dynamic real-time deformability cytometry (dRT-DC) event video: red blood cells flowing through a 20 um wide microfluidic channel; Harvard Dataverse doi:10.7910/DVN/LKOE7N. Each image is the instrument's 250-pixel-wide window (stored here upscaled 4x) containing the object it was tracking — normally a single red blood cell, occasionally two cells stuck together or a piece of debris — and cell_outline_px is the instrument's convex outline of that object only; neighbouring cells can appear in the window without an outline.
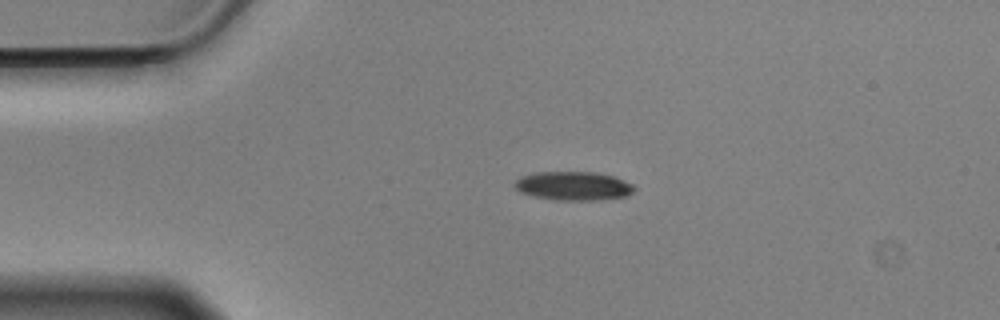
{"species": "Egyptian fruit bat (a non-hibernating species)", "species_latin": "Rousettus aegyptiacus", "temperature_condition": "cold", "stored_images_in_passage": 46, "camera_frame_rate_fps": 3000, "um_per_image_px": 0.085, "animal": {"sex": "male"}, "frame": {"image": 1, "passage_image": 1, "time_ms": 0.0, "image_size_px": [1000, 320], "cell_outline_px": [[636, 188], [628, 196], [604, 200], [552, 200], [532, 196], [520, 192], [512, 184], [520, 176], [532, 172], [596, 172], [616, 176], [632, 184]], "centroid_in_image_um": [48.74, 15.8], "position_along_channel_um": 36.3, "area_um2": 20.52}}
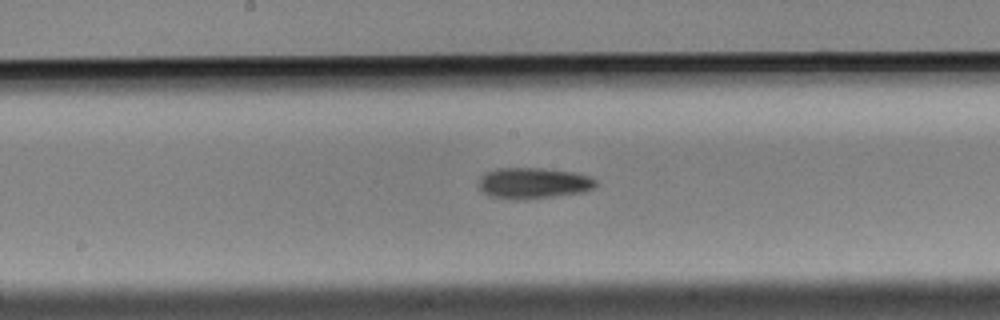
{"frame": {"image": 2, "passage_image": 18, "time_ms": 5.667, "image_size_px": [1000, 320], "cell_outline_px": [[596, 184], [592, 188], [584, 192], [524, 200], [516, 200], [492, 196], [476, 188], [476, 184], [480, 176], [484, 172], [496, 168], [544, 168], [572, 172], [588, 176], [596, 180]], "centroid_in_image_um": [45.25, 15.56], "position_along_channel_um": 202.9, "area_um2": 21.39}}
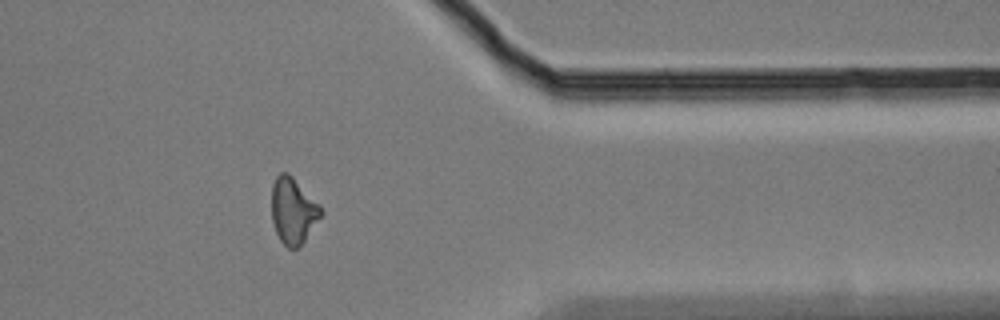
{"frame": {"image": 3, "passage_image": 35, "time_ms": 11.333, "image_size_px": [1000, 320], "cell_outline_px": [[324, 212], [304, 240], [296, 248], [288, 248], [280, 240], [276, 232], [272, 220], [272, 184], [276, 176], [280, 172], [288, 172], [320, 204]], "centroid_in_image_um": [24.91, 17.88], "position_along_channel_um": 386.5, "area_um2": 18.9}, "authors_computed_cell_mechanics": {"area_um2": 19.5075, "velocity_mm_per_s": 3.5213, "shape_relaxation_time_tau1_ms": 3.1033, "shape_relaxation_time_tau2_ms": null, "deformation_change_tau1": 0.1286, "deformation_change_tau2": null}}